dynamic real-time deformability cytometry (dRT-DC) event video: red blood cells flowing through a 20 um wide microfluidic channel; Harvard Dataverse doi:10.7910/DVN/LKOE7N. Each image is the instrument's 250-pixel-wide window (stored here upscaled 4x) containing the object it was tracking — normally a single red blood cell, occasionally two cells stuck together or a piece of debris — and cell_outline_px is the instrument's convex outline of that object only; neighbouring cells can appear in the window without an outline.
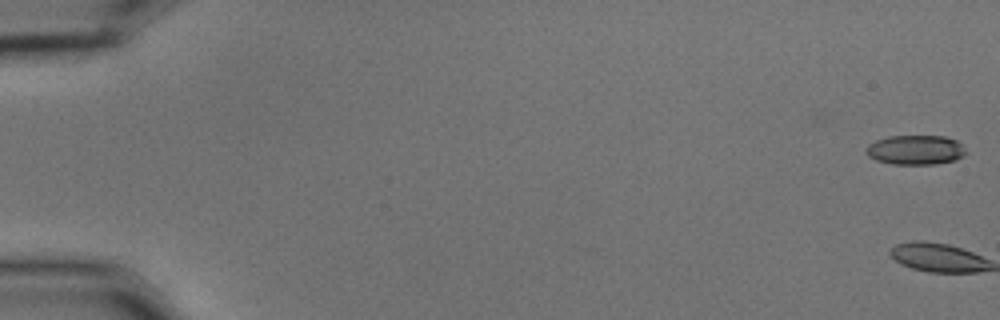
{"species": "common noctule bat (a hibernating species)", "species_latin": "Nyctalus noctula", "temperature_condition": "cold", "stored_images_in_passage": 2, "camera_frame_rate_fps": 3000, "um_per_image_px": 0.085, "animal": {"sex": "male", "body_mass_g": 15.6}, "frame": {"image": 1, "passage_image": 1, "time_ms": 0.0, "image_size_px": [1000, 320], "cell_outline_px": [[968, 152], [964, 156], [956, 160], [936, 164], [892, 164], [876, 160], [868, 156], [864, 152], [864, 148], [868, 144], [876, 140], [888, 136], [944, 136], [956, 140]], "centroid_in_image_um": [77.8, 12.74], "position_along_channel_um": 7.2, "area_um2": 17.4}}